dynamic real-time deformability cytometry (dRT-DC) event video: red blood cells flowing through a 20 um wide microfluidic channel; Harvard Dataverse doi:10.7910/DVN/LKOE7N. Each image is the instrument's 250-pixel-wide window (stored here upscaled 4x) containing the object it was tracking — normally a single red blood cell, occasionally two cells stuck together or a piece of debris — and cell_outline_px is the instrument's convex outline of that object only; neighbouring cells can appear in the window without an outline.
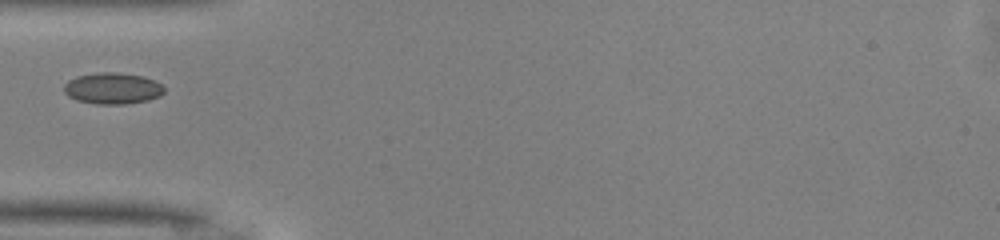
{"species": "common noctule bat (a hibernating species)", "species_latin": "Nyctalus noctula", "temperature_condition": "warm", "stored_images_in_passage": 23, "camera_frame_rate_fps": 3000, "um_per_image_px": 0.085, "animal": {"sex": "male", "body_mass_g": 13.0, "forearm_length_mm": 53.1}, "frame": {"image": 1, "passage_image": 1, "time_ms": 0.0, "image_size_px": [1000, 240], "cell_outline_px": [[164, 92], [160, 96], [148, 100], [124, 104], [96, 104], [76, 100], [68, 96], [64, 92], [64, 84], [68, 80], [76, 76], [100, 72], [116, 72], [144, 76], [164, 84]], "centroid_in_image_um": [9.58, 7.5], "position_along_channel_um": 75.4, "area_um2": 18.5}}
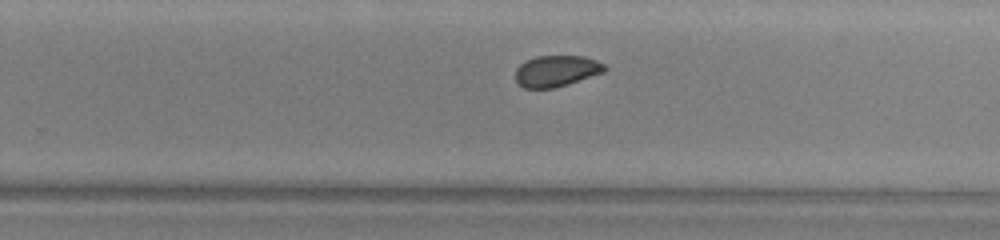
{"frame": {"image": 2, "passage_image": 16, "time_ms": 5.0, "image_size_px": [1000, 240], "cell_outline_px": [[608, 68], [604, 72], [556, 88], [524, 88], [516, 84], [516, 68], [524, 60], [536, 56], [584, 56], [596, 60], [604, 64]], "centroid_in_image_um": [47.27, 6.03], "position_along_channel_um": 282.5, "area_um2": 16.42}}
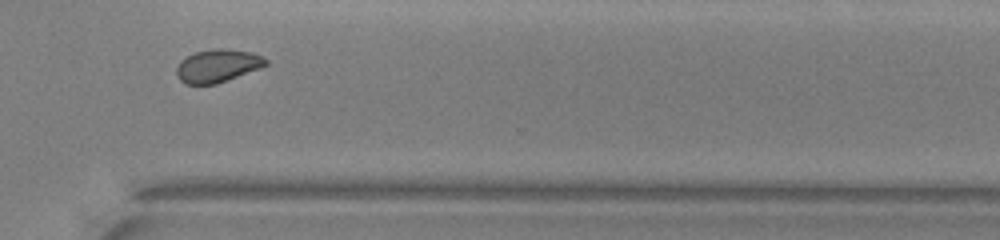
{"frame": {"image": 3, "passage_image": 21, "time_ms": 6.667, "image_size_px": [1000, 240], "cell_outline_px": [[268, 64], [260, 68], [216, 84], [184, 84], [176, 76], [176, 68], [180, 60], [196, 52], [216, 48], [224, 48], [252, 52], [264, 56], [268, 60]], "centroid_in_image_um": [18.5, 5.59], "position_along_channel_um": 352.1, "area_um2": 17.22}}